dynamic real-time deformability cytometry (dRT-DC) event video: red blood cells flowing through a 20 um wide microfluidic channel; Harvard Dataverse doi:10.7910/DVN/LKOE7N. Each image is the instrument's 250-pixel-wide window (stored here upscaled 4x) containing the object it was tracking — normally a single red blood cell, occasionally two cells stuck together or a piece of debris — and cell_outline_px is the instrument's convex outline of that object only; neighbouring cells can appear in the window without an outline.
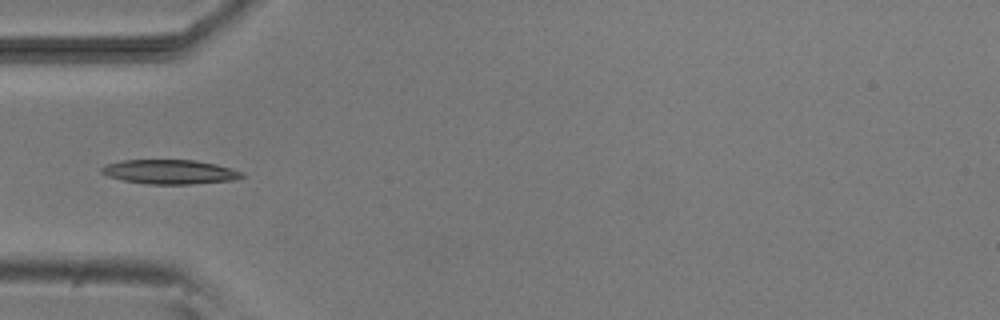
{"species": "common noctule bat (a hibernating species)", "species_latin": "Nyctalus noctula", "temperature_condition": "room temperature", "stored_images_in_passage": 5, "camera_frame_rate_fps": 3000, "um_per_image_px": 0.085, "animal": {"sex": "male", "body_mass_g": 20.5, "forearm_length_mm": 52.5}, "frame": {"image": 1, "passage_image": 4, "time_ms": 3.333, "image_size_px": [1000, 320], "cell_outline_px": [[244, 176], [232, 180], [192, 184], [148, 184], [124, 180], [108, 176], [100, 172], [100, 168], [104, 164], [120, 160], [196, 160], [216, 164], [244, 172]], "centroid_in_image_um": [14.4, 14.6], "position_along_channel_um": 70.6, "area_um2": 19.94}}
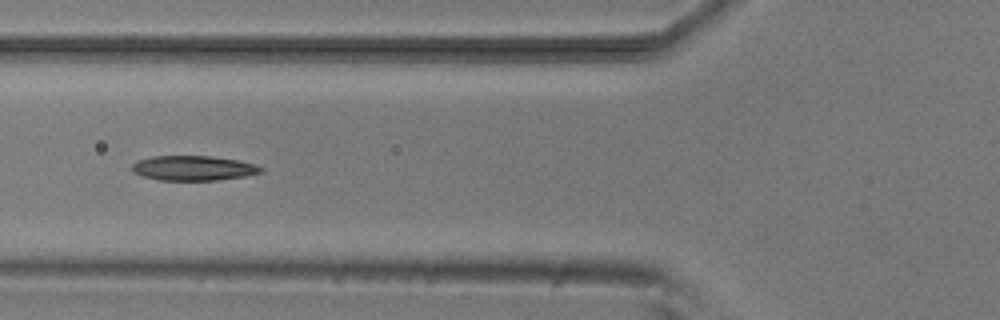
{"frame": {"image": 2, "passage_image": 5, "time_ms": 4.333, "image_size_px": [1000, 320], "cell_outline_px": [[264, 172], [244, 176], [216, 180], [160, 180], [144, 176], [132, 172], [132, 164], [136, 160], [152, 156], [212, 156], [236, 160], [256, 164], [264, 168]], "centroid_in_image_um": [16.44, 14.28], "position_along_channel_um": 109.4, "area_um2": 18.67}}